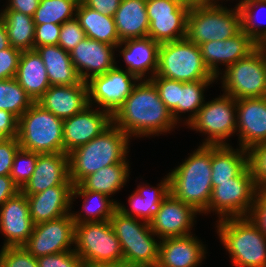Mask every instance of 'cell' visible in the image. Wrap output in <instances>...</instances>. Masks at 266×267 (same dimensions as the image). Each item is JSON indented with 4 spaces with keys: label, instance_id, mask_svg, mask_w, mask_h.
I'll return each instance as SVG.
<instances>
[{
    "label": "cell",
    "instance_id": "cell-1",
    "mask_svg": "<svg viewBox=\"0 0 266 267\" xmlns=\"http://www.w3.org/2000/svg\"><path fill=\"white\" fill-rule=\"evenodd\" d=\"M113 124L132 136H153L171 131L177 125L170 110L160 99L151 80H139L131 94L112 115Z\"/></svg>",
    "mask_w": 266,
    "mask_h": 267
},
{
    "label": "cell",
    "instance_id": "cell-2",
    "mask_svg": "<svg viewBox=\"0 0 266 267\" xmlns=\"http://www.w3.org/2000/svg\"><path fill=\"white\" fill-rule=\"evenodd\" d=\"M169 175L170 193L205 214L212 195L211 145H201Z\"/></svg>",
    "mask_w": 266,
    "mask_h": 267
},
{
    "label": "cell",
    "instance_id": "cell-3",
    "mask_svg": "<svg viewBox=\"0 0 266 267\" xmlns=\"http://www.w3.org/2000/svg\"><path fill=\"white\" fill-rule=\"evenodd\" d=\"M129 138L112 124L101 135L68 153L69 178L73 185L105 166L128 162Z\"/></svg>",
    "mask_w": 266,
    "mask_h": 267
},
{
    "label": "cell",
    "instance_id": "cell-4",
    "mask_svg": "<svg viewBox=\"0 0 266 267\" xmlns=\"http://www.w3.org/2000/svg\"><path fill=\"white\" fill-rule=\"evenodd\" d=\"M216 222L220 241L235 267H266V236L249 217Z\"/></svg>",
    "mask_w": 266,
    "mask_h": 267
},
{
    "label": "cell",
    "instance_id": "cell-5",
    "mask_svg": "<svg viewBox=\"0 0 266 267\" xmlns=\"http://www.w3.org/2000/svg\"><path fill=\"white\" fill-rule=\"evenodd\" d=\"M109 221L121 244L123 260L133 267H156L160 241H156L148 222L124 215L118 209Z\"/></svg>",
    "mask_w": 266,
    "mask_h": 267
},
{
    "label": "cell",
    "instance_id": "cell-6",
    "mask_svg": "<svg viewBox=\"0 0 266 267\" xmlns=\"http://www.w3.org/2000/svg\"><path fill=\"white\" fill-rule=\"evenodd\" d=\"M17 139L27 151L63 153V120L34 102L18 119Z\"/></svg>",
    "mask_w": 266,
    "mask_h": 267
},
{
    "label": "cell",
    "instance_id": "cell-7",
    "mask_svg": "<svg viewBox=\"0 0 266 267\" xmlns=\"http://www.w3.org/2000/svg\"><path fill=\"white\" fill-rule=\"evenodd\" d=\"M240 31L241 13L237 4L230 9L220 3L189 9L186 38L198 46L208 41L232 38Z\"/></svg>",
    "mask_w": 266,
    "mask_h": 267
},
{
    "label": "cell",
    "instance_id": "cell-8",
    "mask_svg": "<svg viewBox=\"0 0 266 267\" xmlns=\"http://www.w3.org/2000/svg\"><path fill=\"white\" fill-rule=\"evenodd\" d=\"M154 77L180 82L216 80L205 66L200 47L187 38L162 43L158 51V67Z\"/></svg>",
    "mask_w": 266,
    "mask_h": 267
},
{
    "label": "cell",
    "instance_id": "cell-9",
    "mask_svg": "<svg viewBox=\"0 0 266 267\" xmlns=\"http://www.w3.org/2000/svg\"><path fill=\"white\" fill-rule=\"evenodd\" d=\"M74 245L85 267L123 260L121 244L109 220L75 223Z\"/></svg>",
    "mask_w": 266,
    "mask_h": 267
},
{
    "label": "cell",
    "instance_id": "cell-10",
    "mask_svg": "<svg viewBox=\"0 0 266 267\" xmlns=\"http://www.w3.org/2000/svg\"><path fill=\"white\" fill-rule=\"evenodd\" d=\"M223 93L235 100L265 97L266 93V46H258L246 58L224 69Z\"/></svg>",
    "mask_w": 266,
    "mask_h": 267
},
{
    "label": "cell",
    "instance_id": "cell-11",
    "mask_svg": "<svg viewBox=\"0 0 266 267\" xmlns=\"http://www.w3.org/2000/svg\"><path fill=\"white\" fill-rule=\"evenodd\" d=\"M212 187L205 214L212 210L218 214L219 220L249 216L257 192L249 165L235 178L212 182Z\"/></svg>",
    "mask_w": 266,
    "mask_h": 267
},
{
    "label": "cell",
    "instance_id": "cell-12",
    "mask_svg": "<svg viewBox=\"0 0 266 267\" xmlns=\"http://www.w3.org/2000/svg\"><path fill=\"white\" fill-rule=\"evenodd\" d=\"M236 100L222 94L214 100L204 102L197 116L186 126L204 133L202 145H229L226 139L236 133Z\"/></svg>",
    "mask_w": 266,
    "mask_h": 267
},
{
    "label": "cell",
    "instance_id": "cell-13",
    "mask_svg": "<svg viewBox=\"0 0 266 267\" xmlns=\"http://www.w3.org/2000/svg\"><path fill=\"white\" fill-rule=\"evenodd\" d=\"M189 9L179 0H146L148 37L159 44L186 38Z\"/></svg>",
    "mask_w": 266,
    "mask_h": 267
},
{
    "label": "cell",
    "instance_id": "cell-14",
    "mask_svg": "<svg viewBox=\"0 0 266 267\" xmlns=\"http://www.w3.org/2000/svg\"><path fill=\"white\" fill-rule=\"evenodd\" d=\"M137 82L139 79L135 75L116 65L106 73L93 76L86 82L89 104H97L99 109L102 108L113 115L131 94Z\"/></svg>",
    "mask_w": 266,
    "mask_h": 267
},
{
    "label": "cell",
    "instance_id": "cell-15",
    "mask_svg": "<svg viewBox=\"0 0 266 267\" xmlns=\"http://www.w3.org/2000/svg\"><path fill=\"white\" fill-rule=\"evenodd\" d=\"M75 222L71 213L33 226L32 234L23 247L35 258L73 251Z\"/></svg>",
    "mask_w": 266,
    "mask_h": 267
},
{
    "label": "cell",
    "instance_id": "cell-16",
    "mask_svg": "<svg viewBox=\"0 0 266 267\" xmlns=\"http://www.w3.org/2000/svg\"><path fill=\"white\" fill-rule=\"evenodd\" d=\"M198 213L193 207L175 198L169 192L162 200L149 224L152 232L160 240L185 237L192 235L191 230Z\"/></svg>",
    "mask_w": 266,
    "mask_h": 267
},
{
    "label": "cell",
    "instance_id": "cell-17",
    "mask_svg": "<svg viewBox=\"0 0 266 267\" xmlns=\"http://www.w3.org/2000/svg\"><path fill=\"white\" fill-rule=\"evenodd\" d=\"M87 106L81 112L63 120V153H70L75 148L87 144L101 135L112 124V114L103 109Z\"/></svg>",
    "mask_w": 266,
    "mask_h": 267
},
{
    "label": "cell",
    "instance_id": "cell-18",
    "mask_svg": "<svg viewBox=\"0 0 266 267\" xmlns=\"http://www.w3.org/2000/svg\"><path fill=\"white\" fill-rule=\"evenodd\" d=\"M33 222L26 195L19 191L0 207V232L6 238L2 247L23 246L32 234Z\"/></svg>",
    "mask_w": 266,
    "mask_h": 267
},
{
    "label": "cell",
    "instance_id": "cell-19",
    "mask_svg": "<svg viewBox=\"0 0 266 267\" xmlns=\"http://www.w3.org/2000/svg\"><path fill=\"white\" fill-rule=\"evenodd\" d=\"M236 125L241 148L266 142V97L237 99Z\"/></svg>",
    "mask_w": 266,
    "mask_h": 267
},
{
    "label": "cell",
    "instance_id": "cell-20",
    "mask_svg": "<svg viewBox=\"0 0 266 267\" xmlns=\"http://www.w3.org/2000/svg\"><path fill=\"white\" fill-rule=\"evenodd\" d=\"M259 45L242 30L232 38L208 41L200 44L203 62L212 75L219 77V64L225 69L242 58H246Z\"/></svg>",
    "mask_w": 266,
    "mask_h": 267
},
{
    "label": "cell",
    "instance_id": "cell-21",
    "mask_svg": "<svg viewBox=\"0 0 266 267\" xmlns=\"http://www.w3.org/2000/svg\"><path fill=\"white\" fill-rule=\"evenodd\" d=\"M116 47L85 37L69 53L73 65L82 81L106 73L116 66Z\"/></svg>",
    "mask_w": 266,
    "mask_h": 267
},
{
    "label": "cell",
    "instance_id": "cell-22",
    "mask_svg": "<svg viewBox=\"0 0 266 267\" xmlns=\"http://www.w3.org/2000/svg\"><path fill=\"white\" fill-rule=\"evenodd\" d=\"M62 184H73L69 178V154L38 153L34 172L21 191L29 196Z\"/></svg>",
    "mask_w": 266,
    "mask_h": 267
},
{
    "label": "cell",
    "instance_id": "cell-23",
    "mask_svg": "<svg viewBox=\"0 0 266 267\" xmlns=\"http://www.w3.org/2000/svg\"><path fill=\"white\" fill-rule=\"evenodd\" d=\"M36 103L62 120L70 118L90 105L87 83L50 86Z\"/></svg>",
    "mask_w": 266,
    "mask_h": 267
},
{
    "label": "cell",
    "instance_id": "cell-24",
    "mask_svg": "<svg viewBox=\"0 0 266 267\" xmlns=\"http://www.w3.org/2000/svg\"><path fill=\"white\" fill-rule=\"evenodd\" d=\"M159 241L156 267H197L206 258V245L193 234Z\"/></svg>",
    "mask_w": 266,
    "mask_h": 267
},
{
    "label": "cell",
    "instance_id": "cell-25",
    "mask_svg": "<svg viewBox=\"0 0 266 267\" xmlns=\"http://www.w3.org/2000/svg\"><path fill=\"white\" fill-rule=\"evenodd\" d=\"M73 184L52 186L26 196L33 224L50 221L71 213Z\"/></svg>",
    "mask_w": 266,
    "mask_h": 267
},
{
    "label": "cell",
    "instance_id": "cell-26",
    "mask_svg": "<svg viewBox=\"0 0 266 267\" xmlns=\"http://www.w3.org/2000/svg\"><path fill=\"white\" fill-rule=\"evenodd\" d=\"M159 46L160 44L150 37H145L124 40L116 48H122L119 52L126 63L127 72L139 80H147L145 74L152 72L148 78L150 80L157 71Z\"/></svg>",
    "mask_w": 266,
    "mask_h": 267
},
{
    "label": "cell",
    "instance_id": "cell-27",
    "mask_svg": "<svg viewBox=\"0 0 266 267\" xmlns=\"http://www.w3.org/2000/svg\"><path fill=\"white\" fill-rule=\"evenodd\" d=\"M15 79L34 102L51 86L44 62L36 50L21 52Z\"/></svg>",
    "mask_w": 266,
    "mask_h": 267
},
{
    "label": "cell",
    "instance_id": "cell-28",
    "mask_svg": "<svg viewBox=\"0 0 266 267\" xmlns=\"http://www.w3.org/2000/svg\"><path fill=\"white\" fill-rule=\"evenodd\" d=\"M146 185V186H145ZM169 190V175L161 180L156 187H151L142 183L138 185L134 193L129 196L128 202L130 205L127 209L124 204L118 202V210L124 215L139 218L140 220L150 222L162 200L168 195ZM131 211V212H130Z\"/></svg>",
    "mask_w": 266,
    "mask_h": 267
},
{
    "label": "cell",
    "instance_id": "cell-29",
    "mask_svg": "<svg viewBox=\"0 0 266 267\" xmlns=\"http://www.w3.org/2000/svg\"><path fill=\"white\" fill-rule=\"evenodd\" d=\"M114 21L120 41L148 37L146 0H121Z\"/></svg>",
    "mask_w": 266,
    "mask_h": 267
},
{
    "label": "cell",
    "instance_id": "cell-30",
    "mask_svg": "<svg viewBox=\"0 0 266 267\" xmlns=\"http://www.w3.org/2000/svg\"><path fill=\"white\" fill-rule=\"evenodd\" d=\"M37 53L44 62L51 86L78 84L81 79L70 58V53L59 45L38 46Z\"/></svg>",
    "mask_w": 266,
    "mask_h": 267
},
{
    "label": "cell",
    "instance_id": "cell-31",
    "mask_svg": "<svg viewBox=\"0 0 266 267\" xmlns=\"http://www.w3.org/2000/svg\"><path fill=\"white\" fill-rule=\"evenodd\" d=\"M248 166V150L239 146L211 145V180L225 182L237 177Z\"/></svg>",
    "mask_w": 266,
    "mask_h": 267
},
{
    "label": "cell",
    "instance_id": "cell-32",
    "mask_svg": "<svg viewBox=\"0 0 266 267\" xmlns=\"http://www.w3.org/2000/svg\"><path fill=\"white\" fill-rule=\"evenodd\" d=\"M75 17L86 37L115 47L121 43L114 17L103 15L81 1L78 3Z\"/></svg>",
    "mask_w": 266,
    "mask_h": 267
},
{
    "label": "cell",
    "instance_id": "cell-33",
    "mask_svg": "<svg viewBox=\"0 0 266 267\" xmlns=\"http://www.w3.org/2000/svg\"><path fill=\"white\" fill-rule=\"evenodd\" d=\"M129 163L120 162L101 168L85 177L79 184L73 185V190H89L104 193L107 196L115 194L126 184L129 177Z\"/></svg>",
    "mask_w": 266,
    "mask_h": 267
},
{
    "label": "cell",
    "instance_id": "cell-34",
    "mask_svg": "<svg viewBox=\"0 0 266 267\" xmlns=\"http://www.w3.org/2000/svg\"><path fill=\"white\" fill-rule=\"evenodd\" d=\"M78 196L84 198L83 209H81L83 214L81 212L71 213L75 223L104 222L110 220L118 209V201L110 199L104 193L89 190H72L71 201H74Z\"/></svg>",
    "mask_w": 266,
    "mask_h": 267
},
{
    "label": "cell",
    "instance_id": "cell-35",
    "mask_svg": "<svg viewBox=\"0 0 266 267\" xmlns=\"http://www.w3.org/2000/svg\"><path fill=\"white\" fill-rule=\"evenodd\" d=\"M10 46L21 51L35 50V23L33 17L14 10H2Z\"/></svg>",
    "mask_w": 266,
    "mask_h": 267
},
{
    "label": "cell",
    "instance_id": "cell-36",
    "mask_svg": "<svg viewBox=\"0 0 266 267\" xmlns=\"http://www.w3.org/2000/svg\"><path fill=\"white\" fill-rule=\"evenodd\" d=\"M216 80H198L194 82H181L178 96V123L182 119L183 113L190 112L188 118H185V125L189 124L198 114L199 109L204 105V89ZM180 113V115H179ZM182 113V114H181Z\"/></svg>",
    "mask_w": 266,
    "mask_h": 267
},
{
    "label": "cell",
    "instance_id": "cell-37",
    "mask_svg": "<svg viewBox=\"0 0 266 267\" xmlns=\"http://www.w3.org/2000/svg\"><path fill=\"white\" fill-rule=\"evenodd\" d=\"M78 0H40L33 15L35 24L53 23L62 25L75 18Z\"/></svg>",
    "mask_w": 266,
    "mask_h": 267
},
{
    "label": "cell",
    "instance_id": "cell-38",
    "mask_svg": "<svg viewBox=\"0 0 266 267\" xmlns=\"http://www.w3.org/2000/svg\"><path fill=\"white\" fill-rule=\"evenodd\" d=\"M33 103L15 78L0 80V110H6L19 119Z\"/></svg>",
    "mask_w": 266,
    "mask_h": 267
},
{
    "label": "cell",
    "instance_id": "cell-39",
    "mask_svg": "<svg viewBox=\"0 0 266 267\" xmlns=\"http://www.w3.org/2000/svg\"><path fill=\"white\" fill-rule=\"evenodd\" d=\"M237 6L241 13V30L259 46H266V25L260 28V22L257 23L255 14L256 8L266 9V0H241Z\"/></svg>",
    "mask_w": 266,
    "mask_h": 267
},
{
    "label": "cell",
    "instance_id": "cell-40",
    "mask_svg": "<svg viewBox=\"0 0 266 267\" xmlns=\"http://www.w3.org/2000/svg\"><path fill=\"white\" fill-rule=\"evenodd\" d=\"M38 153L19 149L12 164L10 176L21 190L29 181L37 164Z\"/></svg>",
    "mask_w": 266,
    "mask_h": 267
},
{
    "label": "cell",
    "instance_id": "cell-41",
    "mask_svg": "<svg viewBox=\"0 0 266 267\" xmlns=\"http://www.w3.org/2000/svg\"><path fill=\"white\" fill-rule=\"evenodd\" d=\"M150 80L156 86L160 99L170 110L173 119L178 123V96L181 82L163 77H152Z\"/></svg>",
    "mask_w": 266,
    "mask_h": 267
},
{
    "label": "cell",
    "instance_id": "cell-42",
    "mask_svg": "<svg viewBox=\"0 0 266 267\" xmlns=\"http://www.w3.org/2000/svg\"><path fill=\"white\" fill-rule=\"evenodd\" d=\"M248 165L257 189L266 188V142L256 144L248 150Z\"/></svg>",
    "mask_w": 266,
    "mask_h": 267
},
{
    "label": "cell",
    "instance_id": "cell-43",
    "mask_svg": "<svg viewBox=\"0 0 266 267\" xmlns=\"http://www.w3.org/2000/svg\"><path fill=\"white\" fill-rule=\"evenodd\" d=\"M0 267H38L37 258L23 246L2 247L0 250Z\"/></svg>",
    "mask_w": 266,
    "mask_h": 267
},
{
    "label": "cell",
    "instance_id": "cell-44",
    "mask_svg": "<svg viewBox=\"0 0 266 267\" xmlns=\"http://www.w3.org/2000/svg\"><path fill=\"white\" fill-rule=\"evenodd\" d=\"M86 37L85 31L75 18L65 21L61 25L58 45L65 51L70 52Z\"/></svg>",
    "mask_w": 266,
    "mask_h": 267
},
{
    "label": "cell",
    "instance_id": "cell-45",
    "mask_svg": "<svg viewBox=\"0 0 266 267\" xmlns=\"http://www.w3.org/2000/svg\"><path fill=\"white\" fill-rule=\"evenodd\" d=\"M38 267H85L82 258L73 251H64L37 258Z\"/></svg>",
    "mask_w": 266,
    "mask_h": 267
},
{
    "label": "cell",
    "instance_id": "cell-46",
    "mask_svg": "<svg viewBox=\"0 0 266 267\" xmlns=\"http://www.w3.org/2000/svg\"><path fill=\"white\" fill-rule=\"evenodd\" d=\"M19 149L17 137L0 140V176L11 174L14 157Z\"/></svg>",
    "mask_w": 266,
    "mask_h": 267
},
{
    "label": "cell",
    "instance_id": "cell-47",
    "mask_svg": "<svg viewBox=\"0 0 266 267\" xmlns=\"http://www.w3.org/2000/svg\"><path fill=\"white\" fill-rule=\"evenodd\" d=\"M21 52L12 46L0 50V80L15 78Z\"/></svg>",
    "mask_w": 266,
    "mask_h": 267
},
{
    "label": "cell",
    "instance_id": "cell-48",
    "mask_svg": "<svg viewBox=\"0 0 266 267\" xmlns=\"http://www.w3.org/2000/svg\"><path fill=\"white\" fill-rule=\"evenodd\" d=\"M61 25L53 23L35 24L34 48L46 45H58Z\"/></svg>",
    "mask_w": 266,
    "mask_h": 267
},
{
    "label": "cell",
    "instance_id": "cell-49",
    "mask_svg": "<svg viewBox=\"0 0 266 267\" xmlns=\"http://www.w3.org/2000/svg\"><path fill=\"white\" fill-rule=\"evenodd\" d=\"M248 217L266 236V188L257 189L254 204Z\"/></svg>",
    "mask_w": 266,
    "mask_h": 267
},
{
    "label": "cell",
    "instance_id": "cell-50",
    "mask_svg": "<svg viewBox=\"0 0 266 267\" xmlns=\"http://www.w3.org/2000/svg\"><path fill=\"white\" fill-rule=\"evenodd\" d=\"M18 135V118L6 110H0V140Z\"/></svg>",
    "mask_w": 266,
    "mask_h": 267
},
{
    "label": "cell",
    "instance_id": "cell-51",
    "mask_svg": "<svg viewBox=\"0 0 266 267\" xmlns=\"http://www.w3.org/2000/svg\"><path fill=\"white\" fill-rule=\"evenodd\" d=\"M81 2L103 15L114 17L121 0H81Z\"/></svg>",
    "mask_w": 266,
    "mask_h": 267
},
{
    "label": "cell",
    "instance_id": "cell-52",
    "mask_svg": "<svg viewBox=\"0 0 266 267\" xmlns=\"http://www.w3.org/2000/svg\"><path fill=\"white\" fill-rule=\"evenodd\" d=\"M40 0H8L3 10H14L33 17Z\"/></svg>",
    "mask_w": 266,
    "mask_h": 267
},
{
    "label": "cell",
    "instance_id": "cell-53",
    "mask_svg": "<svg viewBox=\"0 0 266 267\" xmlns=\"http://www.w3.org/2000/svg\"><path fill=\"white\" fill-rule=\"evenodd\" d=\"M19 187L14 183L10 175L0 176V207L9 198L16 195Z\"/></svg>",
    "mask_w": 266,
    "mask_h": 267
},
{
    "label": "cell",
    "instance_id": "cell-54",
    "mask_svg": "<svg viewBox=\"0 0 266 267\" xmlns=\"http://www.w3.org/2000/svg\"><path fill=\"white\" fill-rule=\"evenodd\" d=\"M10 47L9 38L3 19L0 17V50Z\"/></svg>",
    "mask_w": 266,
    "mask_h": 267
},
{
    "label": "cell",
    "instance_id": "cell-55",
    "mask_svg": "<svg viewBox=\"0 0 266 267\" xmlns=\"http://www.w3.org/2000/svg\"><path fill=\"white\" fill-rule=\"evenodd\" d=\"M179 1L188 7L215 4L217 3V1L219 3V0H179Z\"/></svg>",
    "mask_w": 266,
    "mask_h": 267
},
{
    "label": "cell",
    "instance_id": "cell-56",
    "mask_svg": "<svg viewBox=\"0 0 266 267\" xmlns=\"http://www.w3.org/2000/svg\"><path fill=\"white\" fill-rule=\"evenodd\" d=\"M86 267H133L125 260L119 261V262H109V263H99L92 266H86Z\"/></svg>",
    "mask_w": 266,
    "mask_h": 267
}]
</instances>
